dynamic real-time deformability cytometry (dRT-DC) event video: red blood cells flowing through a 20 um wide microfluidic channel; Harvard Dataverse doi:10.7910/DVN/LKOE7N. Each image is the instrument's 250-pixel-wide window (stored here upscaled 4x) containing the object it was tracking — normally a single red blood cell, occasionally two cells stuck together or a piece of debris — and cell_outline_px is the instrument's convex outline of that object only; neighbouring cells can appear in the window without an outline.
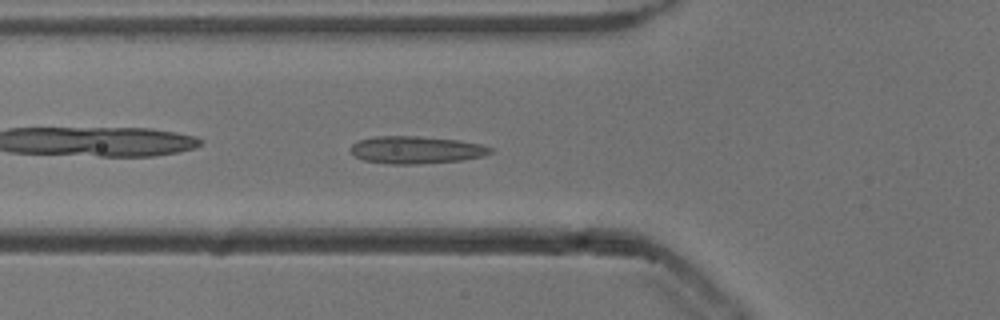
{"species": "common noctule bat (a hibernating species)", "species_latin": "Nyctalus noctula", "temperature_condition": "cold", "stored_images_in_passage": 38, "camera_frame_rate_fps": 3000, "um_per_image_px": 0.085, "animal": {"sex": "male", "body_mass_g": 13.3}, "frame": {"image": 1, "passage_image": 4, "time_ms": 1.0, "image_size_px": [1000, 320], "cell_outline_px": [[492, 152], [484, 156], [460, 160], [416, 164], [388, 164], [364, 160], [356, 156], [348, 148], [352, 144], [360, 140], [372, 136], [416, 136], [460, 140], [480, 144], [492, 148]], "centroid_in_image_um": [35.35, 12.73], "position_along_channel_um": 90.4, "area_um2": 22.31}}
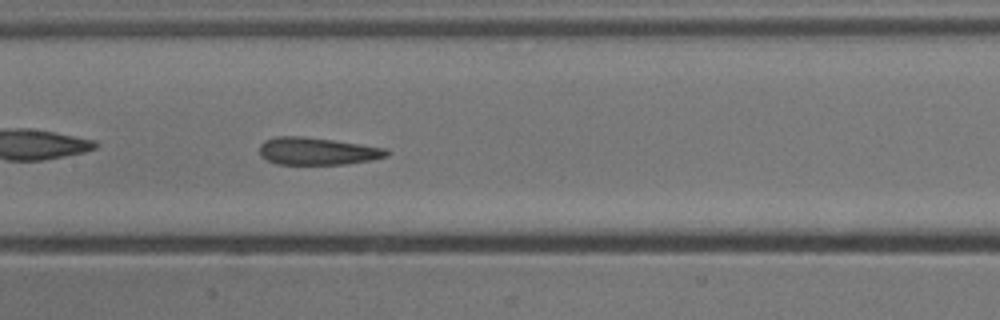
{"frame": {"image": 2, "passage_image": 11, "time_ms": 3.333, "image_size_px": [1000, 320], "cell_outline_px": [[392, 152], [388, 156], [372, 160], [348, 164], [276, 164], [260, 156], [260, 144], [264, 140], [276, 136], [300, 136], [332, 140], [388, 148]], "centroid_in_image_um": [27.01, 12.85], "position_along_channel_um": 180.4, "area_um2": 20.46}}
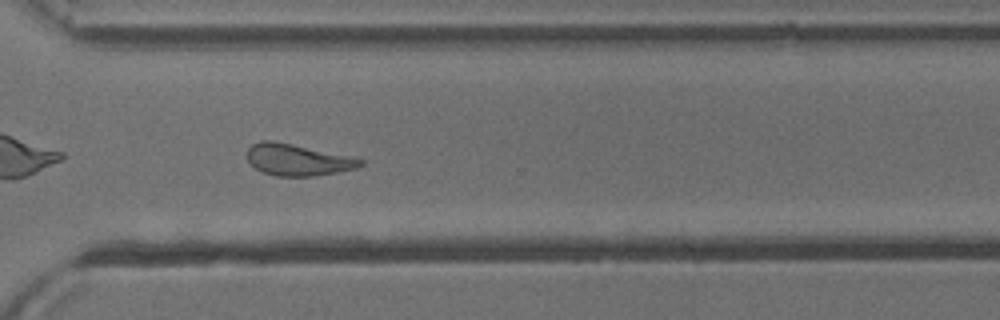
{"frame": {"image": 3, "passage_image": 24, "time_ms": 7.667, "image_size_px": [1000, 320], "cell_outline_px": [[364, 164], [356, 168], [336, 172], [312, 176], [276, 176], [264, 172], [256, 168], [248, 160], [248, 148], [252, 144], [260, 140], [272, 140], [292, 144], [364, 160]], "centroid_in_image_um": [25.26, 13.58], "position_along_channel_um": 345.3, "area_um2": 20.35}, "authors_computed_cell_mechanics": {"area_um2": 21.5016, "velocity_mm_per_s": 3.8198, "shape_relaxation_time_tau1_ms": null, "shape_relaxation_time_tau2_ms": 2.2402, "deformation_change_tau1": null, "deformation_change_tau2": 0.087}}